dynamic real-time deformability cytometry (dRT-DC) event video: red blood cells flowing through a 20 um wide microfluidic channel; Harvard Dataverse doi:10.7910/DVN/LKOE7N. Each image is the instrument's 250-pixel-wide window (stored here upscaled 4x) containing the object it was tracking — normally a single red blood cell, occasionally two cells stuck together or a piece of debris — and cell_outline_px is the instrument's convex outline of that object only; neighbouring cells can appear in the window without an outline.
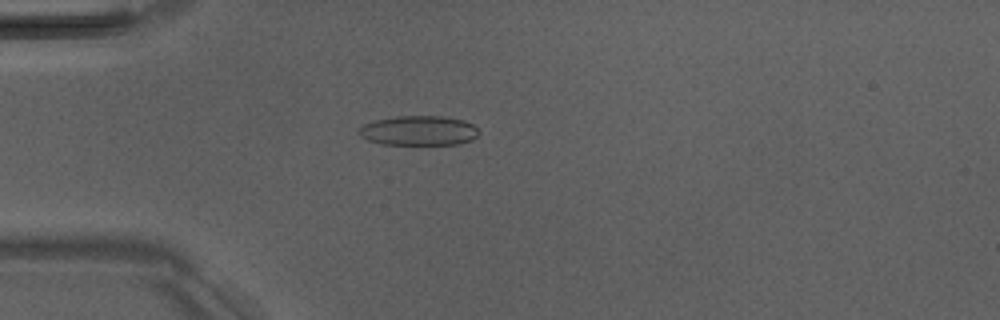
{"species": "Egyptian fruit bat (a non-hibernating species)", "species_latin": "Rousettus aegyptiacus", "temperature_condition": "room temperature", "stored_images_in_passage": 6, "camera_frame_rate_fps": 3000, "um_per_image_px": 0.085, "animal": {"sex": "male"}, "frame": {"image": 1, "passage_image": 4, "time_ms": 3.667, "image_size_px": [1000, 320], "cell_outline_px": [[480, 132], [472, 140], [460, 144], [384, 144], [368, 140], [360, 136], [356, 132], [356, 128], [364, 124], [376, 120], [396, 116], [440, 116], [464, 120], [472, 124]], "centroid_in_image_um": [35.57, 11.1], "position_along_channel_um": 49.4, "area_um2": 20.81}}